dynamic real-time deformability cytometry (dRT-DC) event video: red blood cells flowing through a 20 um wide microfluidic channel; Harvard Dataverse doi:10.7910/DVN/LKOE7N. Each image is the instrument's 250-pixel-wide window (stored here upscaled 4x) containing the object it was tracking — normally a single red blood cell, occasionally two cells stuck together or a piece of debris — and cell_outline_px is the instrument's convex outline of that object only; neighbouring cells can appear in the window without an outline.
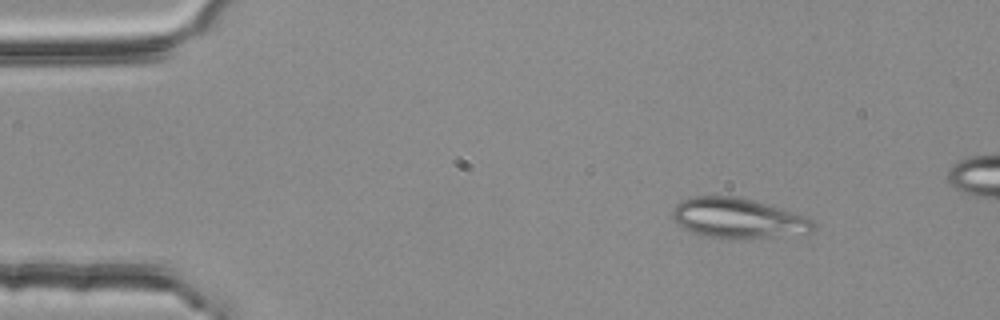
{"species": "common noctule bat (a hibernating species)", "species_latin": "Nyctalus noctula", "temperature_condition": "room temperature", "stored_images_in_passage": 25, "camera_frame_rate_fps": 3000, "um_per_image_px": 0.085, "animal": {"sex": "female", "body_mass_g": 25.1}, "frame": {"image": 1, "passage_image": 1, "time_ms": 0.0, "image_size_px": [1000, 320], "cell_outline_px": [[816, 232], [768, 236], [700, 236], [680, 228], [672, 220], [672, 208], [680, 200], [692, 196], [736, 196], [752, 200], [792, 212], [804, 216], [812, 220], [816, 228]], "centroid_in_image_um": [62.63, 18.51], "position_along_channel_um": 22.4, "area_um2": 32.25}}